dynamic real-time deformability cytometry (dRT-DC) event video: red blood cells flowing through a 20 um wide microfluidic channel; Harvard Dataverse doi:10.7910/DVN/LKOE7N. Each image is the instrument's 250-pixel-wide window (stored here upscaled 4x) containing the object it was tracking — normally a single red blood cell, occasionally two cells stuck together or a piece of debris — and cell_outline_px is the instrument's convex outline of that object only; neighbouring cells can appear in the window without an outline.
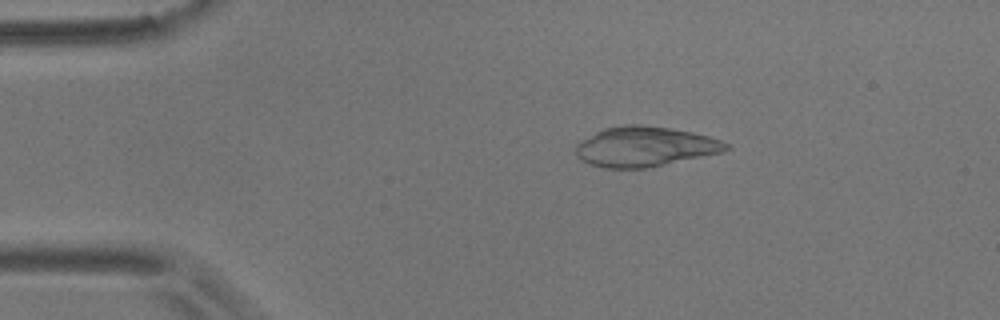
{"species": "common noctule bat (a hibernating species)", "species_latin": "Nyctalus noctula", "temperature_condition": "room temperature", "stored_images_in_passage": 4, "camera_frame_rate_fps": 3000, "um_per_image_px": 0.085, "animal": {"sex": "male", "body_mass_g": 17.9}, "frame": {"image": 1, "passage_image": 3, "time_ms": 2.333, "image_size_px": [1000, 320], "cell_outline_px": [[732, 148], [724, 152], [644, 168], [604, 168], [580, 160], [576, 156], [576, 144], [580, 140], [604, 128], [624, 124], [640, 124], [672, 128], [692, 132], [708, 136], [732, 144]], "centroid_in_image_um": [54.83, 12.45], "position_along_channel_um": 30.2, "area_um2": 35.14}}